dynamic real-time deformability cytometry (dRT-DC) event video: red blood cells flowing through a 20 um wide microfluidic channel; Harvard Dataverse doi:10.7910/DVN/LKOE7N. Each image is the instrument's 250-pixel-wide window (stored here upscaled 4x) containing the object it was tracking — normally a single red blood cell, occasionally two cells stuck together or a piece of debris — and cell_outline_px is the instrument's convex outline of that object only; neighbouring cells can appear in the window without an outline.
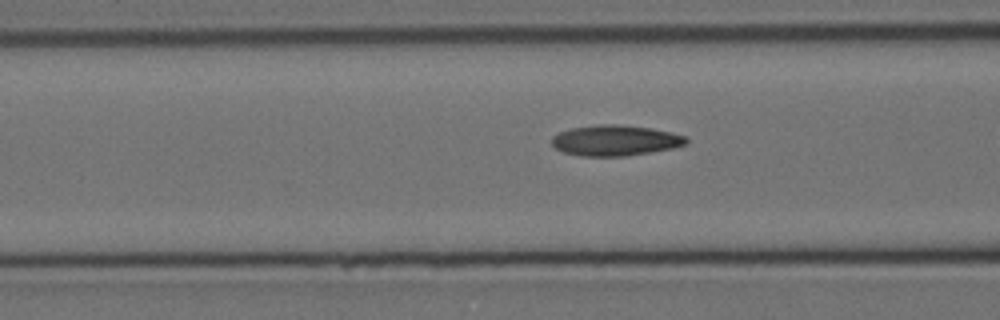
{"species": "Egyptian fruit bat (a non-hibernating species)", "species_latin": "Rousettus aegyptiacus", "temperature_condition": "cold", "stored_images_in_passage": 19, "camera_frame_rate_fps": 3000, "um_per_image_px": 0.085, "animal": {"sex": "female"}, "frame": {"image": 1, "passage_image": 17, "time_ms": 5.333, "image_size_px": [1000, 320], "cell_outline_px": [[688, 144], [672, 148], [624, 156], [580, 156], [564, 152], [556, 148], [552, 144], [552, 136], [560, 132], [572, 128], [600, 124], [616, 124], [652, 128], [672, 132], [688, 136]], "centroid_in_image_um": [52.33, 11.93], "position_along_channel_um": 114.3, "area_um2": 23.99}}